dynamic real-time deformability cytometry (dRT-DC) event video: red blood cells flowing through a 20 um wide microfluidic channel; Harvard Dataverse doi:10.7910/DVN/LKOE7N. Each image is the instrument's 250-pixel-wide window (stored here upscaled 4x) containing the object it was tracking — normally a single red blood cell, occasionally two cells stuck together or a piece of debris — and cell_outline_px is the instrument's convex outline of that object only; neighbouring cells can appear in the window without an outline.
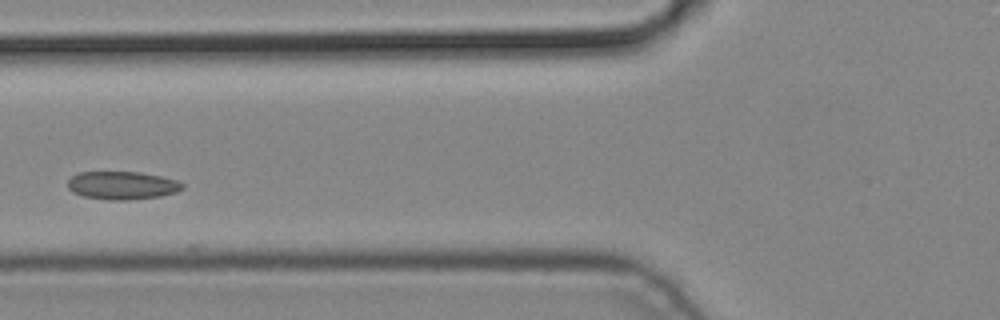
{"species": "common noctule bat (a hibernating species)", "species_latin": "Nyctalus noctula", "temperature_condition": "cold", "stored_images_in_passage": 4, "camera_frame_rate_fps": 3000, "um_per_image_px": 0.085, "animal": {"sex": "male", "body_mass_g": 19.2, "forearm_length_mm": 51.8}, "frame": {"image": 1, "passage_image": 4, "time_ms": 1.0, "image_size_px": [1000, 320], "cell_outline_px": [[184, 188], [176, 192], [160, 196], [128, 200], [108, 200], [84, 196], [72, 192], [68, 188], [68, 180], [72, 176], [80, 172], [140, 172], [160, 176], [176, 180], [184, 184]], "centroid_in_image_um": [10.38, 15.76], "position_along_channel_um": 115.4, "area_um2": 18.73}}